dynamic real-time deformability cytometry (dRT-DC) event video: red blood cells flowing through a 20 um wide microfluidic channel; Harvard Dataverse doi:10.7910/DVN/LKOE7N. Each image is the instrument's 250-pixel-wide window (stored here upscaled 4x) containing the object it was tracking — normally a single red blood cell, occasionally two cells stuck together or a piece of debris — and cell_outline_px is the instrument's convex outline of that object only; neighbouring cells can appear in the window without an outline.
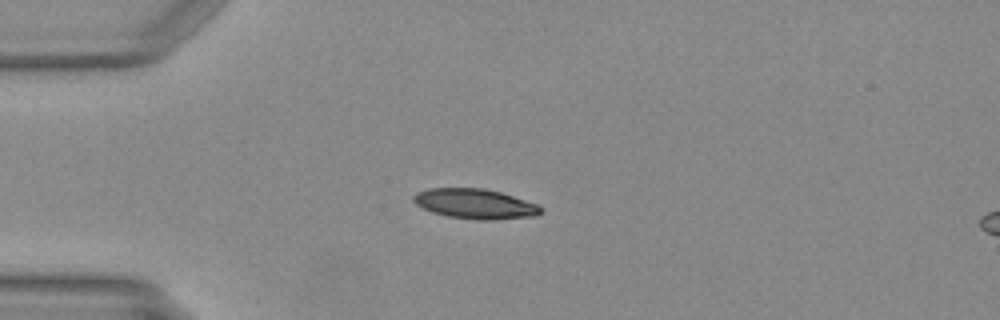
{"species": "Egyptian fruit bat (a non-hibernating species)", "species_latin": "Rousettus aegyptiacus", "temperature_condition": "warm", "stored_images_in_passage": 18, "camera_frame_rate_fps": 3000, "um_per_image_px": 0.085, "animal": {"sex": "female"}, "frame": {"image": 1, "passage_image": 12, "time_ms": 3.667, "image_size_px": [1000, 320], "cell_outline_px": [[544, 212], [536, 216], [492, 220], [476, 220], [448, 216], [432, 212], [416, 204], [412, 200], [412, 196], [428, 188], [484, 188], [500, 192], [536, 204], [544, 208]], "centroid_in_image_um": [40.41, 17.33], "position_along_channel_um": 44.6, "area_um2": 22.2}}
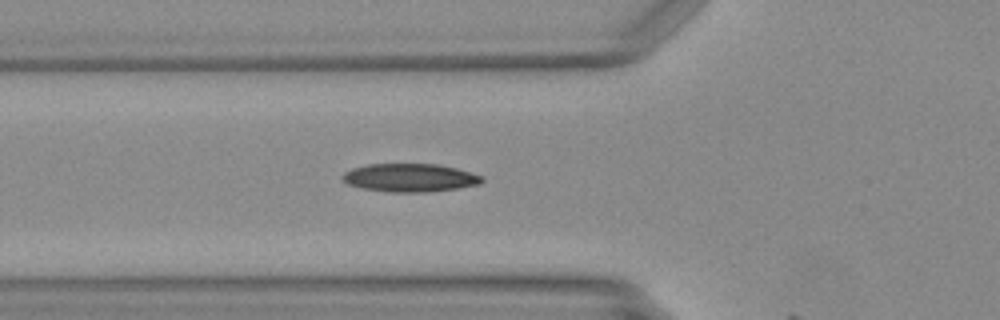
{"frame": {"image": 2, "passage_image": 17, "time_ms": 5.333, "image_size_px": [1000, 320], "cell_outline_px": [[484, 180], [480, 184], [460, 188], [428, 192], [388, 192], [364, 188], [348, 184], [340, 176], [344, 172], [352, 168], [368, 164], [436, 164], [456, 168], [480, 176]], "centroid_in_image_um": [34.83, 15.11], "position_along_channel_um": 91.0, "area_um2": 22.83}}